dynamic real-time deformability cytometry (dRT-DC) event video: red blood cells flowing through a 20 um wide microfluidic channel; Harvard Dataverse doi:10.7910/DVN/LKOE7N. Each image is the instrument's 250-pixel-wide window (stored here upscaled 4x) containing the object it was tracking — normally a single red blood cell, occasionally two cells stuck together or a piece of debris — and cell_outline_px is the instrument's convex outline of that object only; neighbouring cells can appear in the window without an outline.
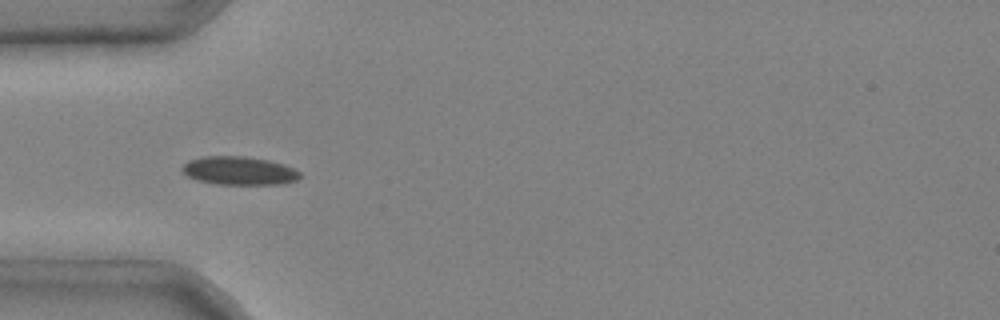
{"species": "common noctule bat (a hibernating species)", "species_latin": "Nyctalus noctula", "temperature_condition": "cold", "stored_images_in_passage": 4, "camera_frame_rate_fps": 3000, "um_per_image_px": 0.085, "animal": {"sex": "male", "body_mass_g": 20.4}, "frame": {"image": 1, "passage_image": 1, "time_ms": 0.0, "image_size_px": [1000, 320], "cell_outline_px": [[300, 176], [296, 180], [284, 184], [216, 184], [196, 180], [188, 176], [180, 168], [188, 160], [204, 156], [244, 156], [268, 160], [284, 164], [300, 172]], "centroid_in_image_um": [20.31, 14.51], "position_along_channel_um": 64.7, "area_um2": 19.48}}
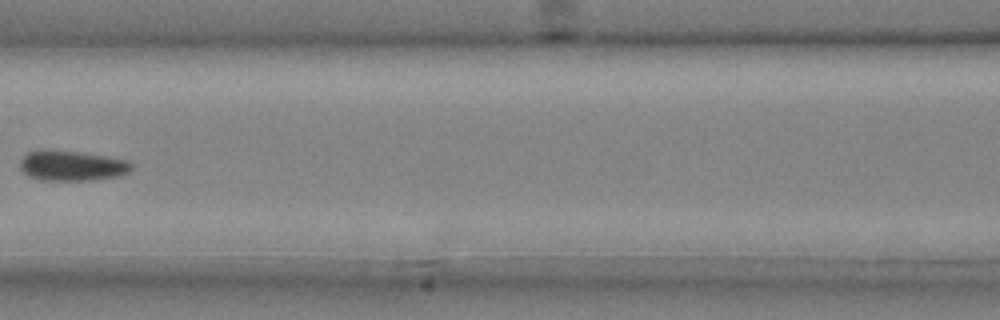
{"frame": {"image": 2, "passage_image": 3, "time_ms": 0.667, "image_size_px": [1000, 320], "cell_outline_px": [[132, 172], [120, 176], [88, 180], [40, 180], [28, 176], [20, 168], [20, 160], [28, 152], [44, 148], [80, 152], [108, 156], [128, 160], [132, 164]], "centroid_in_image_um": [6.13, 14.07], "position_along_channel_um": 160.5, "area_um2": 20.0}}
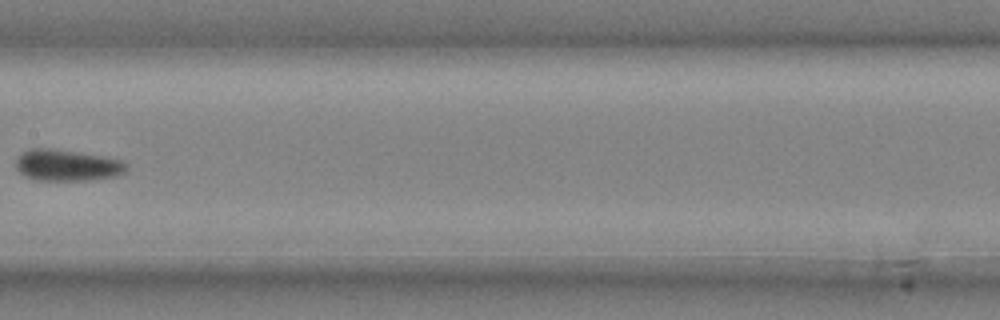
{"frame": {"image": 3, "passage_image": 4, "time_ms": 1.0, "image_size_px": [1000, 320], "cell_outline_px": [[128, 168], [124, 172], [116, 176], [88, 180], [32, 180], [24, 176], [16, 168], [16, 156], [20, 152], [32, 148], [52, 148], [80, 152], [104, 156], [124, 160], [128, 164]], "centroid_in_image_um": [5.69, 14.03], "position_along_channel_um": 201.7, "area_um2": 20.63}}